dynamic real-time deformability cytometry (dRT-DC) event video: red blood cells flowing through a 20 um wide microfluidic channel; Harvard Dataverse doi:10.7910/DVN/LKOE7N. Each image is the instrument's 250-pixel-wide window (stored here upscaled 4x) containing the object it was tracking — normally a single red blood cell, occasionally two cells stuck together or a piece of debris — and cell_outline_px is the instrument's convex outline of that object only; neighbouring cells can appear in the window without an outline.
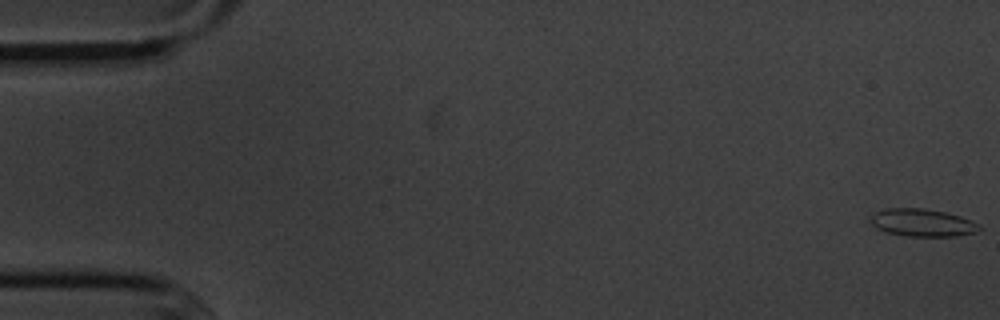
{"species": "common noctule bat (a hibernating species)", "species_latin": "Nyctalus noctula", "temperature_condition": "cold", "stored_images_in_passage": 56, "camera_frame_rate_fps": 3000, "um_per_image_px": 0.085, "animal": {"sex": "male", "body_mass_g": 20.1, "forearm_length_mm": 53.5}, "frame": {"image": 1, "passage_image": 1, "time_ms": 0.0, "image_size_px": [1000, 320], "cell_outline_px": [[984, 228], [976, 232], [956, 236], [904, 236], [884, 232], [872, 224], [868, 220], [876, 212], [884, 208], [924, 208], [944, 212], [960, 216], [980, 224]], "centroid_in_image_um": [78.41, 18.93], "position_along_channel_um": 6.6, "area_um2": 17.63}}
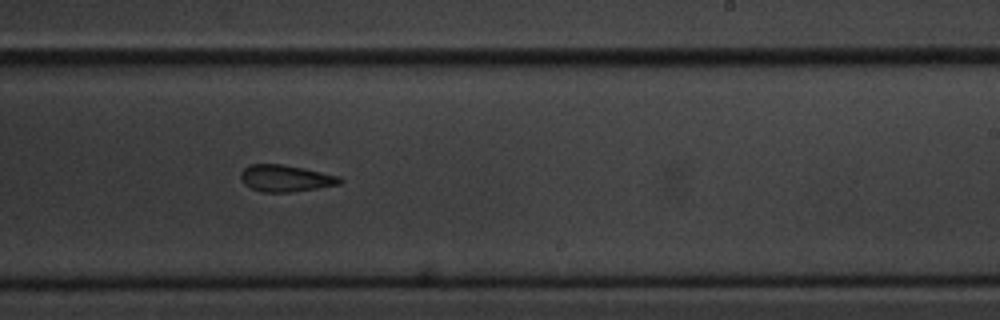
{"frame": {"image": 2, "passage_image": 34, "time_ms": 11.0, "image_size_px": [1000, 320], "cell_outline_px": [[344, 180], [340, 184], [316, 188], [288, 192], [260, 192], [244, 184], [240, 176], [240, 172], [248, 164], [280, 164], [304, 168], [340, 176]], "centroid_in_image_um": [24.26, 15.15], "position_along_channel_um": 264.7, "area_um2": 15.43}}
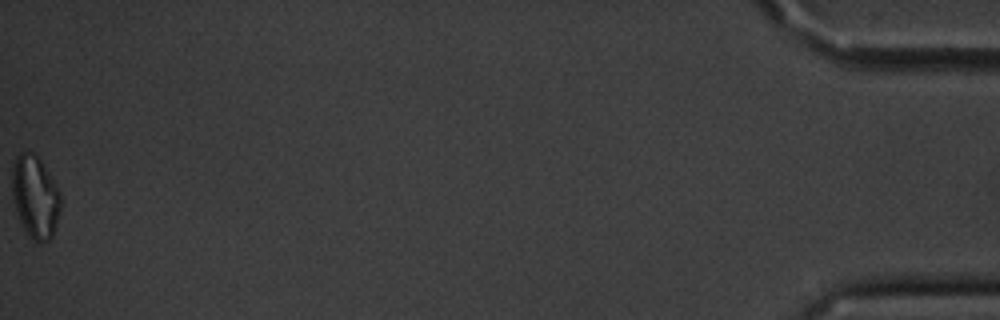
{"frame": {"image": 3, "passage_image": 56, "time_ms": 18.333, "image_size_px": [1000, 320], "cell_outline_px": [[60, 208], [56, 224], [52, 236], [48, 240], [40, 244], [32, 240], [28, 236], [16, 212], [12, 196], [12, 168], [16, 156], [20, 152], [36, 152], [60, 192]], "centroid_in_image_um": [2.97, 16.72], "position_along_channel_um": 432.2, "area_um2": 23.41}}